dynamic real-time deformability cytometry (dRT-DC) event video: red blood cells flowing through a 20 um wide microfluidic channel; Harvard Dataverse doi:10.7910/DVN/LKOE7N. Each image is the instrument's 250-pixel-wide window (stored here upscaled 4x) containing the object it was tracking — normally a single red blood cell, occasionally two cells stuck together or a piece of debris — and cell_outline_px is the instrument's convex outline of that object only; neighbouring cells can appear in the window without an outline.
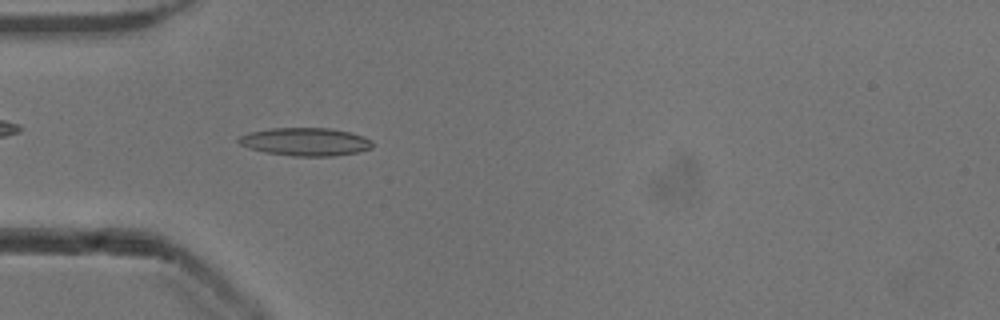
{"species": "common noctule bat (a hibernating species)", "species_latin": "Nyctalus noctula", "temperature_condition": "cold", "stored_images_in_passage": 51, "camera_frame_rate_fps": 3000, "um_per_image_px": 0.085, "animal": {"sex": "male", "body_mass_g": 13.3}, "frame": {"image": 1, "passage_image": 15, "time_ms": 4.667, "image_size_px": [1000, 320], "cell_outline_px": [[372, 148], [356, 152], [332, 156], [292, 156], [264, 152], [248, 148], [240, 144], [236, 140], [240, 136], [248, 132], [272, 128], [328, 128], [352, 132], [364, 136], [372, 140]], "centroid_in_image_um": [25.95, 12.04], "position_along_channel_um": 59.1, "area_um2": 21.96}}
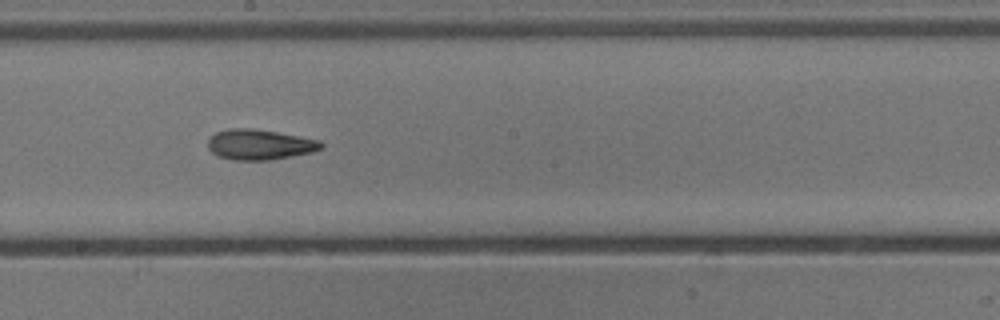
{"frame": {"image": 2, "passage_image": 28, "time_ms": 9.0, "image_size_px": [1000, 320], "cell_outline_px": [[324, 148], [312, 152], [272, 160], [232, 160], [216, 156], [208, 148], [208, 136], [216, 132], [228, 128], [252, 128], [300, 136], [320, 140], [324, 144]], "centroid_in_image_um": [22.05, 12.29], "position_along_channel_um": 226.1, "area_um2": 20.35}}
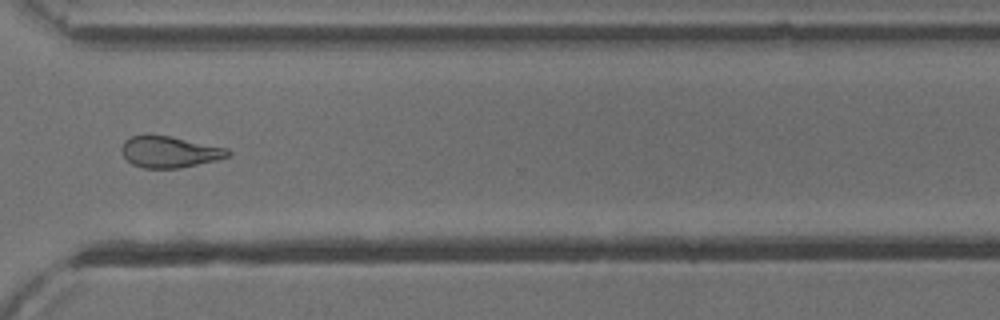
{"frame": {"image": 3, "passage_image": 38, "time_ms": 12.333, "image_size_px": [1000, 320], "cell_outline_px": [[232, 156], [216, 160], [180, 168], [144, 168], [132, 164], [120, 152], [120, 148], [124, 140], [132, 136], [168, 136], [228, 148], [232, 152]], "centroid_in_image_um": [14.43, 12.93], "position_along_channel_um": 356.2, "area_um2": 19.31}, "authors_computed_cell_mechanics": {"area_um2": 19.9988, "velocity_mm_per_s": 3.9071, "shape_relaxation_time_tau1_ms": 4.1223, "shape_relaxation_time_tau2_ms": 4.0068, "deformation_change_tau1": 0.1511, "deformation_change_tau2": 0.1393}}